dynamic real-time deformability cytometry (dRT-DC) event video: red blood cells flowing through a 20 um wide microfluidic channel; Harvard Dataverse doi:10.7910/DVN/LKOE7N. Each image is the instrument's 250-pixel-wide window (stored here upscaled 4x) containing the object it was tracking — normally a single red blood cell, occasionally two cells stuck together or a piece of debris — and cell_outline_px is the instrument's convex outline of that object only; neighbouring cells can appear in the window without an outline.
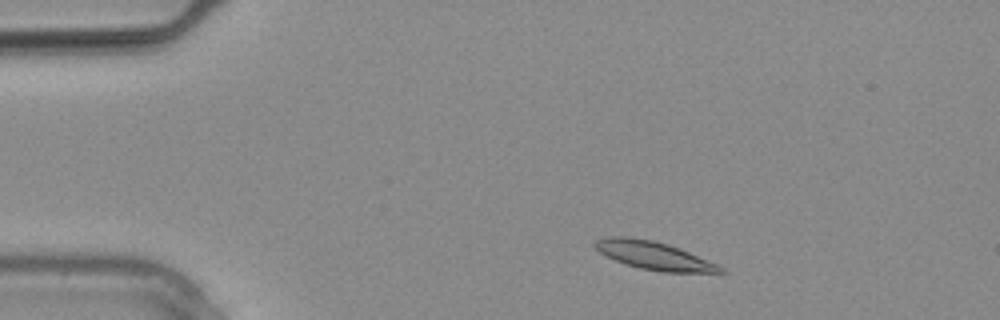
{"species": "common noctule bat (a hibernating species)", "species_latin": "Nyctalus noctula", "temperature_condition": "warm", "stored_images_in_passage": 8, "camera_frame_rate_fps": 3000, "um_per_image_px": 0.085, "animal": {"sex": "male", "body_mass_g": 20.4}, "frame": {"image": 1, "passage_image": 3, "time_ms": 0.667, "image_size_px": [1000, 320], "cell_outline_px": [[724, 272], [668, 272], [644, 268], [628, 264], [616, 260], [600, 252], [596, 248], [596, 244], [600, 240], [648, 240], [664, 244], [676, 248], [716, 264]], "centroid_in_image_um": [55.68, 21.79], "position_along_channel_um": 29.3, "area_um2": 18.15}}